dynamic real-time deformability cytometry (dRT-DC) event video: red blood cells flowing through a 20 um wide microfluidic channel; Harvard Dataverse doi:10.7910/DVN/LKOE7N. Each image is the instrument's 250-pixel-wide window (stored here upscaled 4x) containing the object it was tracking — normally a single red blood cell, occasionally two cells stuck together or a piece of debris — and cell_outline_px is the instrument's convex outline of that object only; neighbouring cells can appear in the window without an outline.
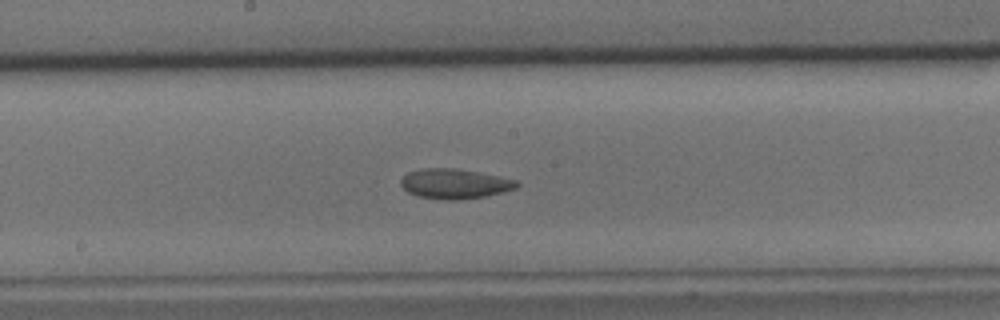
{"species": "common noctule bat (a hibernating species)", "species_latin": "Nyctalus noctula", "temperature_condition": "cold", "stored_images_in_passage": 45, "camera_frame_rate_fps": 3000, "um_per_image_px": 0.085, "animal": {"sex": "male", "body_mass_g": 15.6}, "frame": {"image": 1, "passage_image": 20, "time_ms": 6.333, "image_size_px": [1000, 320], "cell_outline_px": [[520, 184], [516, 188], [504, 192], [484, 196], [456, 200], [444, 200], [416, 196], [408, 192], [400, 184], [400, 180], [408, 172], [420, 168], [456, 168], [480, 172], [500, 176], [516, 180]], "centroid_in_image_um": [38.64, 15.61], "position_along_channel_um": 209.6, "area_um2": 20.35}}
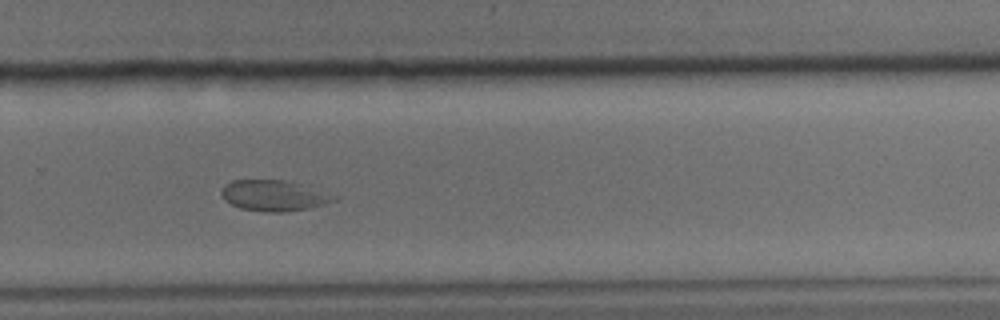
{"frame": {"image": 2, "passage_image": 28, "time_ms": 9.0, "image_size_px": [1000, 320], "cell_outline_px": [[336, 200], [324, 204], [308, 208], [284, 212], [268, 212], [240, 208], [224, 200], [220, 192], [220, 188], [224, 184], [232, 180], [288, 180], [300, 184]], "centroid_in_image_um": [23.09, 16.62], "position_along_channel_um": 306.7, "area_um2": 19.54}}
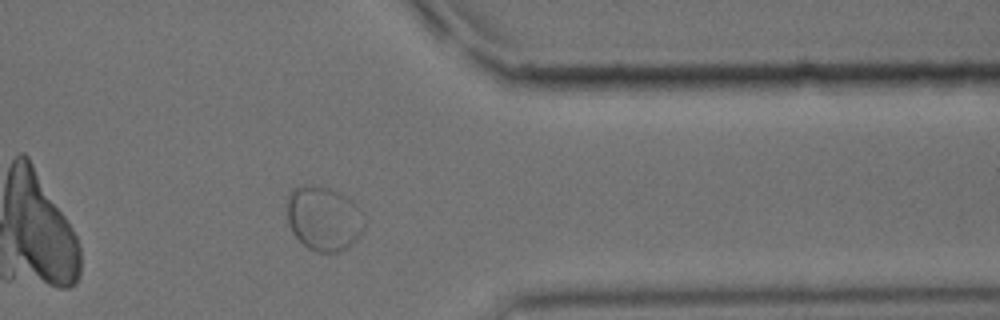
{"frame": {"image": 3, "passage_image": 35, "time_ms": 11.333, "image_size_px": [1000, 320], "cell_outline_px": [[364, 228], [360, 236], [352, 244], [336, 252], [316, 252], [308, 248], [292, 232], [288, 224], [288, 196], [292, 188], [300, 184], [320, 184], [352, 200], [364, 212]], "centroid_in_image_um": [27.52, 18.54], "position_along_channel_um": 383.9, "area_um2": 29.3}}